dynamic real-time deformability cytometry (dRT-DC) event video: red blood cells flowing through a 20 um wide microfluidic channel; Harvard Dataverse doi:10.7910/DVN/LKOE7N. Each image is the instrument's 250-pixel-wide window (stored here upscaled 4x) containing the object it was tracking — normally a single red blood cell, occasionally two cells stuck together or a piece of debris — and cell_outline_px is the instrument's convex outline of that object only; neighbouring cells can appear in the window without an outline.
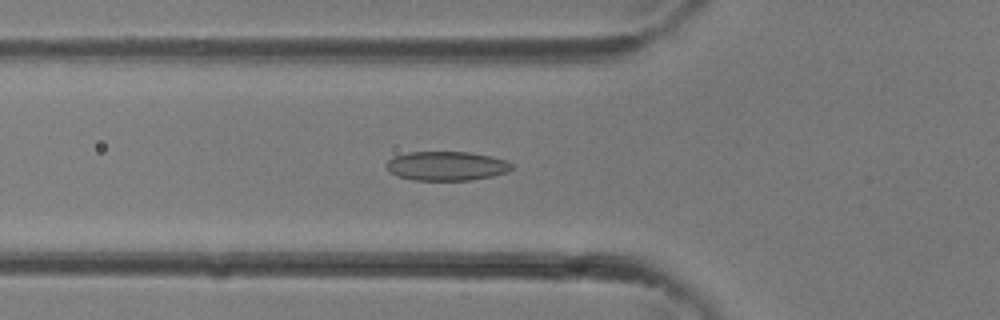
{"species": "common noctule bat (a hibernating species)", "species_latin": "Nyctalus noctula", "temperature_condition": "room temperature", "stored_images_in_passage": 32, "camera_frame_rate_fps": 3000, "um_per_image_px": 0.085, "animal": {"sex": "female"}, "frame": {"image": 1, "passage_image": 10, "time_ms": 3.0, "image_size_px": [1000, 320], "cell_outline_px": [[512, 168], [508, 172], [492, 176], [472, 180], [412, 180], [396, 176], [388, 172], [384, 164], [392, 156], [408, 152], [468, 152], [492, 156], [508, 160], [512, 164]], "centroid_in_image_um": [37.92, 14.11], "position_along_channel_um": 87.9, "area_um2": 21.68}}
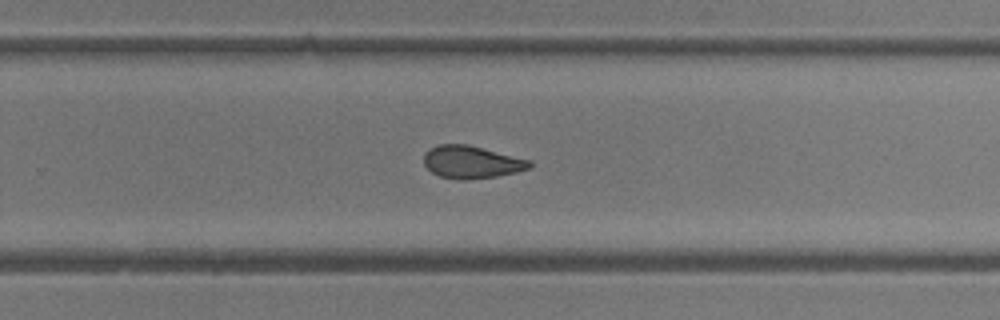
{"frame": {"image": 2, "passage_image": 20, "time_ms": 6.333, "image_size_px": [1000, 320], "cell_outline_px": [[532, 168], [516, 172], [496, 176], [440, 176], [432, 172], [424, 164], [424, 152], [436, 144], [468, 144], [532, 160]], "centroid_in_image_um": [40.12, 13.7], "position_along_channel_um": 289.7, "area_um2": 19.36}}
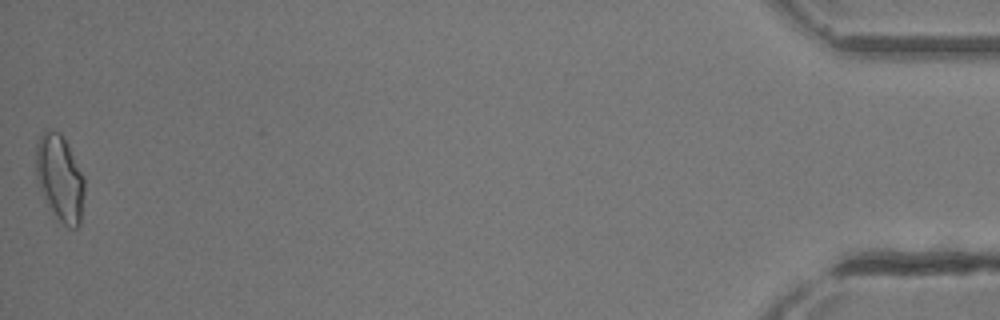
{"frame": {"image": 3, "passage_image": 32, "time_ms": 10.333, "image_size_px": [1000, 320], "cell_outline_px": [[84, 192], [80, 224], [76, 228], [68, 228], [56, 216], [48, 204], [36, 180], [36, 144], [44, 128], [52, 128], [60, 132], [84, 176]], "centroid_in_image_um": [5.08, 15.1], "position_along_channel_um": 430.1, "area_um2": 24.28}}